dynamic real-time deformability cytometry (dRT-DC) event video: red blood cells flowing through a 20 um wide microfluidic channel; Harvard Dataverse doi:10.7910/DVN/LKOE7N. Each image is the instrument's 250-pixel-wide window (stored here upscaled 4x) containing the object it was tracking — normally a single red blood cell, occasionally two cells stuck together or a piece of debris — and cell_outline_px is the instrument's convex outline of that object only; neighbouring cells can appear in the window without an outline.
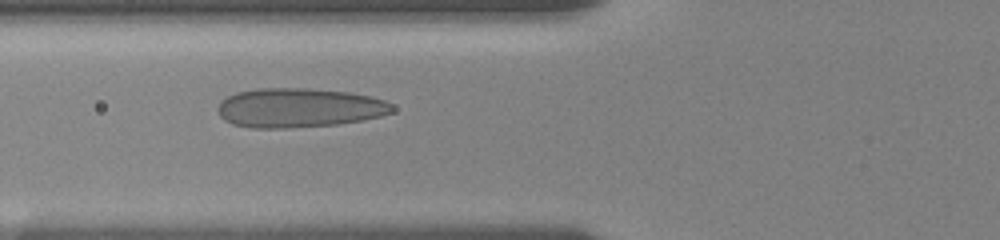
{"species": "human", "species_latin": "Homo sapiens", "temperature_condition": "room temperature", "stored_images_in_passage": 54, "camera_frame_rate_fps": 3000, "um_per_image_px": 0.085, "donor": {"sex": "female"}, "frame": {"image": 1, "passage_image": 20, "time_ms": 6.333, "image_size_px": [1000, 240], "cell_outline_px": [[396, 108], [392, 112], [380, 116], [364, 120], [336, 124], [288, 128], [248, 128], [232, 124], [224, 120], [220, 116], [216, 108], [220, 100], [236, 92], [256, 88], [308, 88], [348, 92], [372, 96], [384, 100], [392, 104]], "centroid_in_image_um": [25.39, 9.16], "position_along_channel_um": 100.4, "area_um2": 40.4}}
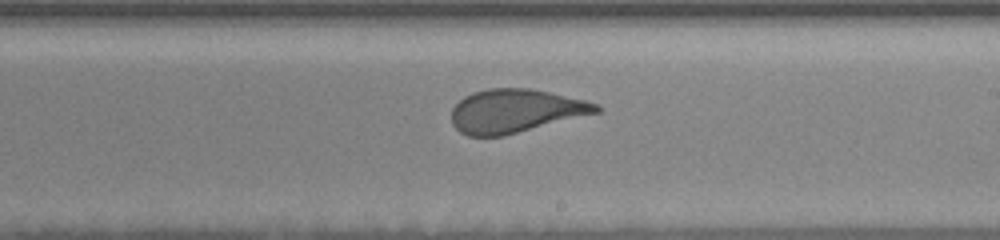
{"frame": {"image": 2, "passage_image": 32, "time_ms": 10.333, "image_size_px": [1000, 240], "cell_outline_px": [[600, 112], [504, 136], [468, 136], [460, 132], [452, 124], [452, 108], [464, 96], [472, 92], [488, 88], [528, 88], [548, 92], [584, 100], [596, 104], [600, 108]], "centroid_in_image_um": [43.77, 9.44], "position_along_channel_um": 245.2, "area_um2": 36.53}}
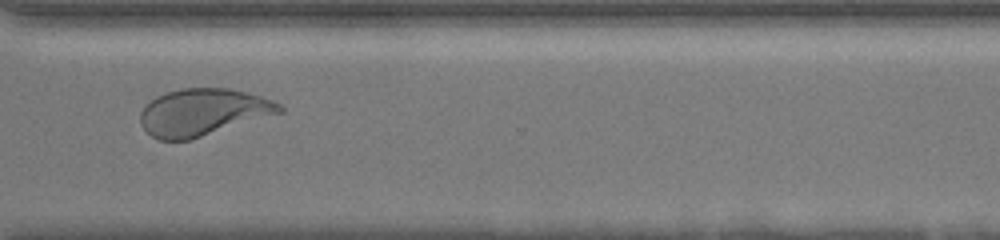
{"frame": {"image": 3, "passage_image": 41, "time_ms": 13.333, "image_size_px": [1000, 240], "cell_outline_px": [[284, 112], [188, 140], [160, 140], [152, 136], [140, 124], [140, 112], [156, 96], [180, 88], [228, 88], [260, 96], [272, 100], [280, 104], [284, 108]], "centroid_in_image_um": [17.26, 9.53], "position_along_channel_um": 353.3, "area_um2": 37.74}, "authors_computed_cell_mechanics": {"area_um2": 40.5178, "velocity_mm_per_s": 3.6094, "shape_relaxation_time_tau1_ms": 7.1244, "shape_relaxation_time_tau2_ms": null, "deformation_change_tau1": 0.194, "deformation_change_tau2": null}}